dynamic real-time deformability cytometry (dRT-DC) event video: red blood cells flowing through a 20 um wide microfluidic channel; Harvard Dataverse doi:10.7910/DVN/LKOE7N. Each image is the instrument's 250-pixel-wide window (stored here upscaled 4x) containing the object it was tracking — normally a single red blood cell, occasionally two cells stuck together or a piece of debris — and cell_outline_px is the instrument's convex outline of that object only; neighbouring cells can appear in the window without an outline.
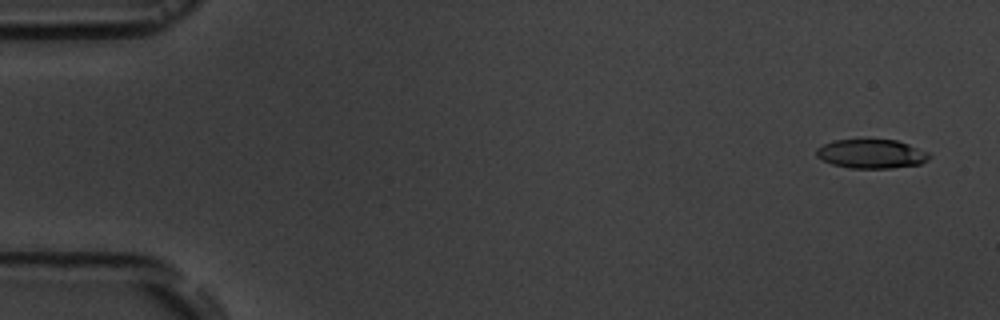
{"species": "common noctule bat (a hibernating species)", "species_latin": "Nyctalus noctula", "temperature_condition": "room temperature", "stored_images_in_passage": 5, "camera_frame_rate_fps": 3000, "um_per_image_px": 0.085, "animal": {"sex": "male", "body_mass_g": 19.5, "forearm_length_mm": 54.6}, "frame": {"image": 1, "passage_image": 1, "time_ms": 0.0, "image_size_px": [1000, 320], "cell_outline_px": [[932, 156], [928, 160], [920, 164], [892, 168], [848, 168], [832, 164], [816, 156], [816, 148], [832, 140], [896, 140], [908, 144], [928, 152]], "centroid_in_image_um": [74.07, 13.08], "position_along_channel_um": 10.9, "area_um2": 19.07}}
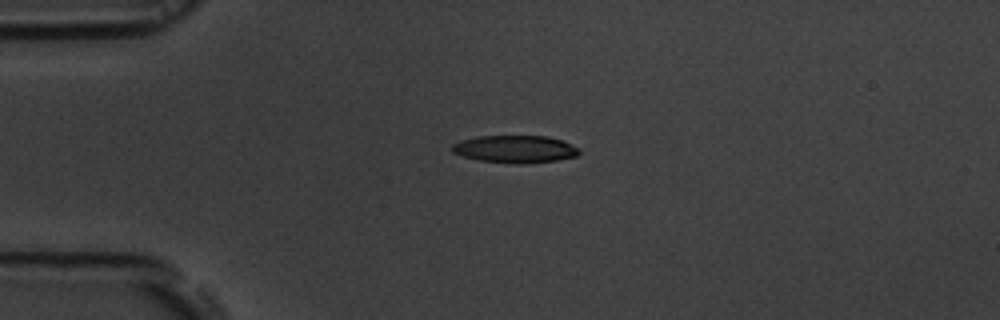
{"frame": {"image": 2, "passage_image": 4, "time_ms": 3.667, "image_size_px": [1000, 320], "cell_outline_px": [[580, 152], [576, 156], [556, 160], [524, 164], [516, 164], [480, 160], [464, 156], [452, 152], [452, 144], [460, 140], [476, 136], [548, 136], [564, 140], [580, 148]], "centroid_in_image_um": [43.81, 12.66], "position_along_channel_um": 41.2, "area_um2": 20.46}}